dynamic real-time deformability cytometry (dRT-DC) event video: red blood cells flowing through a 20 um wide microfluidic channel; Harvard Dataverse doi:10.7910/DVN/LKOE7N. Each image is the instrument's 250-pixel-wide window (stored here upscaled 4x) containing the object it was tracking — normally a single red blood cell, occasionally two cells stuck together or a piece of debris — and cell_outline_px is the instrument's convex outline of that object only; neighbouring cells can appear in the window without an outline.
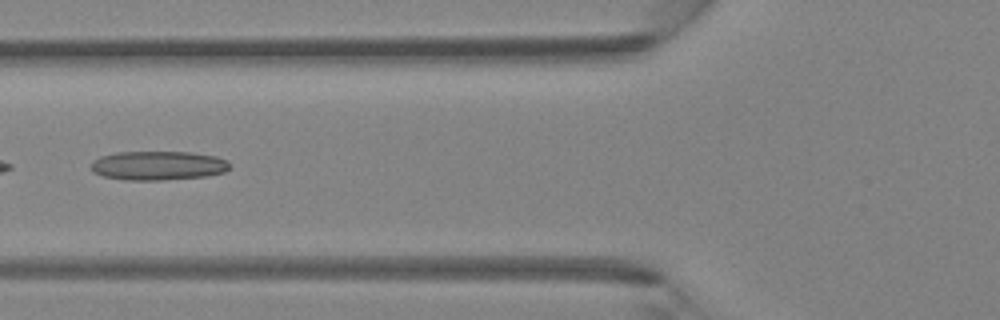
{"species": "Egyptian fruit bat (a non-hibernating species)", "species_latin": "Rousettus aegyptiacus", "temperature_condition": "room temperature", "stored_images_in_passage": 5, "camera_frame_rate_fps": 3000, "um_per_image_px": 0.085, "animal": {"sex": "female"}, "frame": {"image": 1, "passage_image": 4, "time_ms": 1.0, "image_size_px": [1000, 320], "cell_outline_px": [[232, 164], [224, 172], [208, 176], [160, 180], [124, 180], [104, 176], [92, 172], [92, 160], [100, 156], [116, 152], [188, 152], [216, 156], [228, 160]], "centroid_in_image_um": [13.45, 14.07], "position_along_channel_um": 112.4, "area_um2": 23.64}}
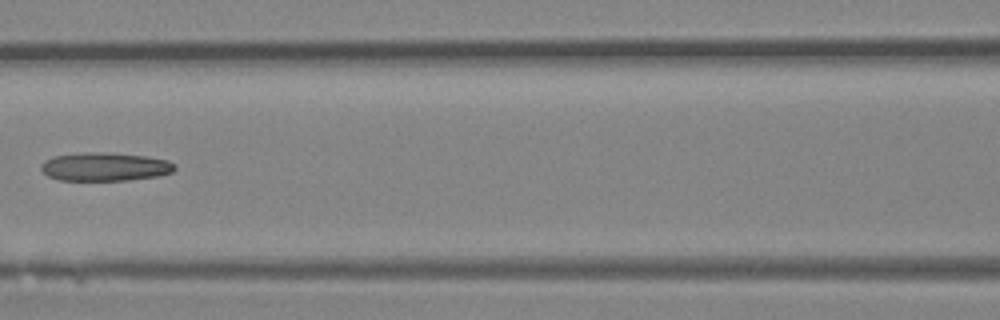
{"frame": {"image": 2, "passage_image": 5, "time_ms": 1.333, "image_size_px": [1000, 320], "cell_outline_px": [[176, 168], [172, 172], [160, 176], [128, 180], [60, 180], [48, 176], [40, 168], [40, 164], [44, 160], [52, 156], [88, 152], [100, 152], [148, 156], [168, 160], [176, 164]], "centroid_in_image_um": [8.94, 14.17], "position_along_channel_um": 157.7, "area_um2": 22.31}}